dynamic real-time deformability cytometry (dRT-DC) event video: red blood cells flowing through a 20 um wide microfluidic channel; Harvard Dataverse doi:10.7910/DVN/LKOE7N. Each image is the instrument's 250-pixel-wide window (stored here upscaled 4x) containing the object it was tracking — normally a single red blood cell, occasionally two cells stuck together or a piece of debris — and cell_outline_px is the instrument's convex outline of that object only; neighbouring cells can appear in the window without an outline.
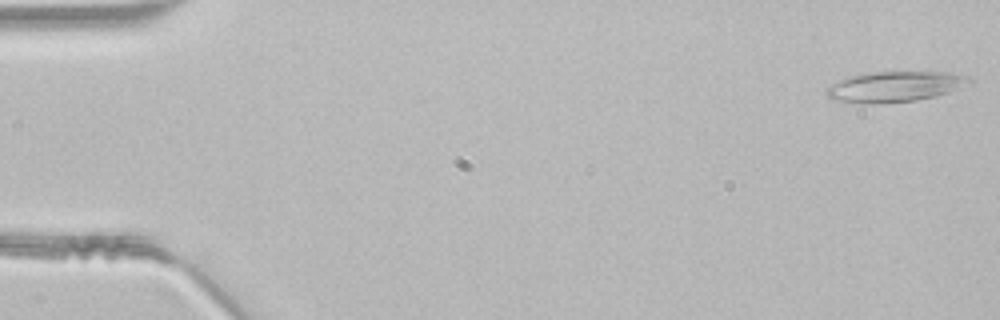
{"species": "common noctule bat (a hibernating species)", "species_latin": "Nyctalus noctula", "temperature_condition": "room temperature", "stored_images_in_passage": 14, "camera_frame_rate_fps": 3000, "um_per_image_px": 0.085, "animal": {"sex": "male", "body_mass_g": 21.5, "forearm_length_mm": 52.0}, "frame": {"image": 1, "passage_image": 1, "time_ms": 0.0, "image_size_px": [1000, 320], "cell_outline_px": [[972, 80], [948, 92], [936, 96], [916, 100], [876, 104], [864, 104], [836, 100], [828, 96], [824, 92], [836, 80], [848, 76], [868, 72], [948, 72], [968, 76]], "centroid_in_image_um": [75.98, 7.36], "position_along_channel_um": 9.0, "area_um2": 25.26}}
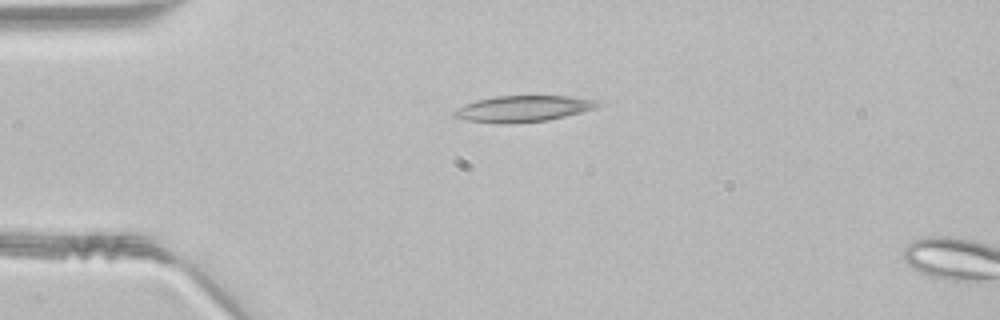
{"frame": {"image": 2, "passage_image": 11, "time_ms": 3.333, "image_size_px": [1000, 320], "cell_outline_px": [[600, 104], [596, 108], [548, 120], [468, 120], [452, 116], [452, 112], [456, 108], [464, 104], [476, 100], [496, 96], [568, 96], [600, 100]], "centroid_in_image_um": [44.52, 9.17], "position_along_channel_um": 40.5, "area_um2": 20.69}}